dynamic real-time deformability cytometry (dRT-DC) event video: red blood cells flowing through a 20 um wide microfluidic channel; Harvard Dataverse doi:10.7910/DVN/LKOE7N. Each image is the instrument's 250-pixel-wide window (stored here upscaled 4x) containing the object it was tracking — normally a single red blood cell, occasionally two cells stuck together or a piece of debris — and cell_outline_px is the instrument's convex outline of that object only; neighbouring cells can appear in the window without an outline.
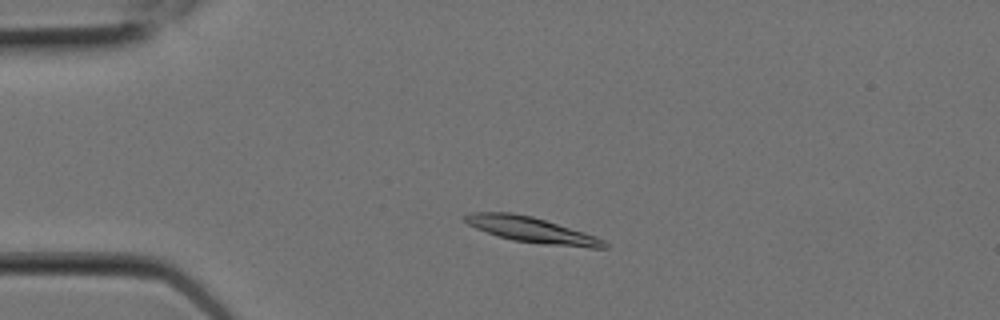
{"species": "Egyptian fruit bat (a non-hibernating species)", "species_latin": "Rousettus aegyptiacus", "temperature_condition": "room temperature", "stored_images_in_passage": 3, "camera_frame_rate_fps": 3000, "um_per_image_px": 0.085, "animal": {"sex": "female"}, "frame": {"image": 1, "passage_image": 2, "time_ms": 0.333, "image_size_px": [1000, 320], "cell_outline_px": [[608, 248], [588, 248], [544, 244], [512, 240], [476, 228], [468, 224], [464, 220], [464, 216], [472, 212], [512, 212], [532, 216], [584, 232], [596, 236], [604, 240], [608, 244]], "centroid_in_image_um": [45.23, 19.54], "position_along_channel_um": 39.8, "area_um2": 20.58}}